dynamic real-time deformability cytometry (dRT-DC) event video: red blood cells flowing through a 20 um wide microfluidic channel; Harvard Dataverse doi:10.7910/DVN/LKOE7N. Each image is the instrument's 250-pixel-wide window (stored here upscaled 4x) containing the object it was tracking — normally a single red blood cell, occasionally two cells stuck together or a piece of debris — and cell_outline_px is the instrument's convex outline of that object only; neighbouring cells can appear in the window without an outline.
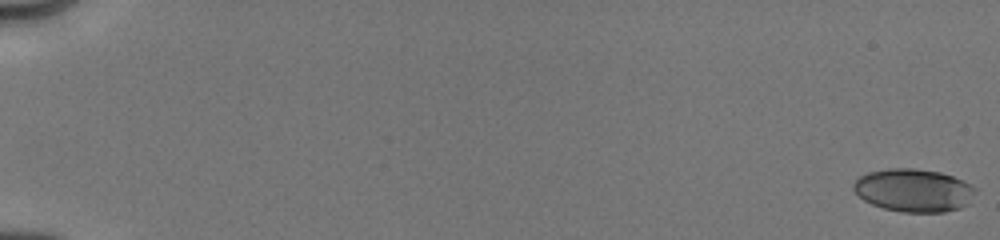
{"species": "human", "species_latin": "Homo sapiens", "temperature_condition": "cold", "stored_images_in_passage": 39, "camera_frame_rate_fps": 3000, "um_per_image_px": 0.085, "donor": {"sex": "male"}, "frame": {"image": 1, "passage_image": 1, "time_ms": 0.0, "image_size_px": [1000, 240], "cell_outline_px": [[976, 188], [968, 204], [960, 208], [944, 212], [900, 212], [884, 208], [872, 204], [864, 200], [852, 188], [852, 184], [860, 176], [868, 172], [888, 168], [912, 168], [940, 172], [964, 180]], "centroid_in_image_um": [77.66, 16.17], "position_along_channel_um": 7.3, "area_um2": 30.52}}
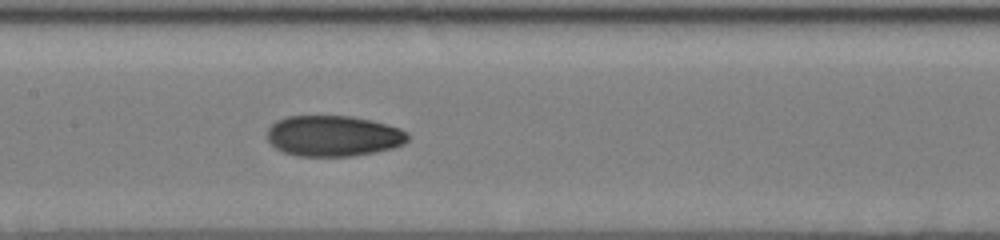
{"frame": {"image": 2, "passage_image": 22, "time_ms": 9.333, "image_size_px": [1000, 240], "cell_outline_px": [[408, 140], [404, 144], [392, 148], [376, 152], [352, 156], [296, 156], [284, 152], [276, 148], [268, 140], [268, 128], [276, 120], [288, 116], [352, 116], [400, 128], [408, 132]], "centroid_in_image_um": [28.33, 11.56], "position_along_channel_um": 179.1, "area_um2": 33.41}}
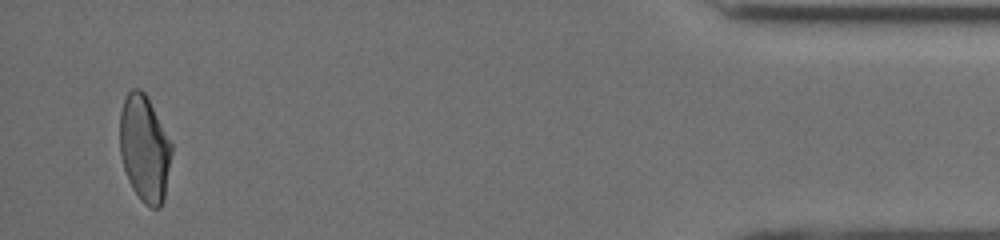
{"frame": {"image": 3, "passage_image": 38, "time_ms": 17.0, "image_size_px": [1000, 240], "cell_outline_px": [[172, 152], [164, 200], [160, 208], [152, 208], [144, 204], [140, 200], [132, 188], [128, 180], [120, 156], [120, 112], [124, 100], [128, 92], [132, 88], [140, 88], [148, 96], [172, 144]], "centroid_in_image_um": [12.28, 12.63], "position_along_channel_um": 422.9, "area_um2": 32.43}, "authors_computed_cell_mechanics": {"area_um2": 32.368, "velocity_mm_per_s": 4.0296, "shape_relaxation_time_tau1_ms": 6.727, "shape_relaxation_time_tau2_ms": 2.1423, "deformation_change_tau1": 0.1957, "deformation_change_tau2": 0.0583}}